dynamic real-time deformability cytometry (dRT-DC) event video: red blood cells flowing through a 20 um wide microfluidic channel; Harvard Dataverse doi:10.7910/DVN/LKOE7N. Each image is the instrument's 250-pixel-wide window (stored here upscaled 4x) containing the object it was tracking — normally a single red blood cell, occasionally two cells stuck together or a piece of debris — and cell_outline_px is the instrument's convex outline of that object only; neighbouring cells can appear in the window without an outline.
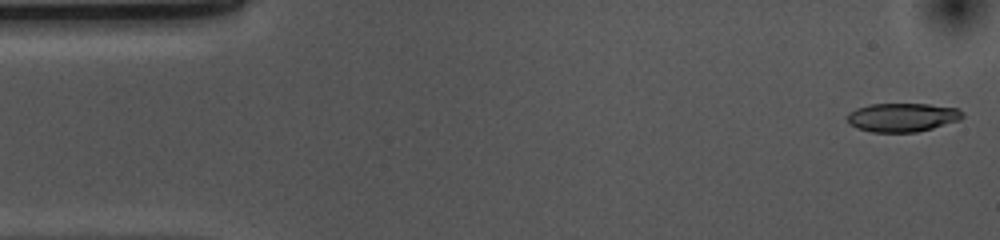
{"species": "common noctule bat (a hibernating species)", "species_latin": "Nyctalus noctula", "temperature_condition": "cold", "stored_images_in_passage": 52, "camera_frame_rate_fps": 3000, "um_per_image_px": 0.085, "animal": {"sex": "female", "body_mass_g": 10.0, "forearm_length_mm": 53.1}, "frame": {"image": 1, "passage_image": 1, "time_ms": 0.0, "image_size_px": [1000, 240], "cell_outline_px": [[964, 116], [960, 120], [932, 128], [916, 132], [872, 132], [856, 128], [848, 124], [848, 112], [856, 108], [868, 104], [928, 104], [956, 108], [964, 112]], "centroid_in_image_um": [76.68, 9.97], "position_along_channel_um": 8.3, "area_um2": 19.36}}
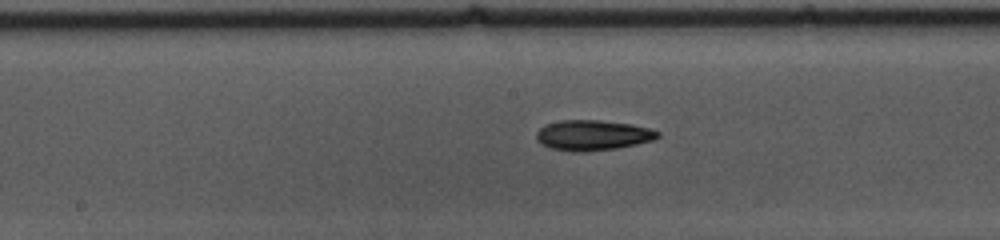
{"frame": {"image": 2, "passage_image": 25, "time_ms": 8.0, "image_size_px": [1000, 240], "cell_outline_px": [[660, 136], [652, 140], [636, 144], [616, 148], [584, 152], [572, 152], [552, 148], [540, 144], [536, 140], [536, 132], [544, 124], [560, 120], [600, 120], [632, 124], [648, 128], [660, 132]], "centroid_in_image_um": [50.34, 11.49], "position_along_channel_um": 197.9, "area_um2": 21.56}}
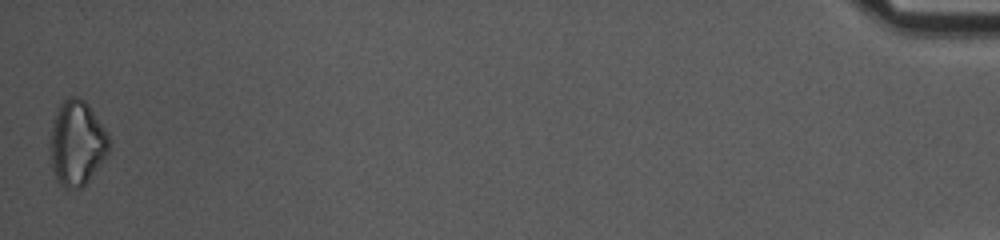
{"frame": {"image": 3, "passage_image": 52, "time_ms": 17.0, "image_size_px": [1000, 240], "cell_outline_px": [[112, 140], [108, 152], [88, 180], [80, 188], [64, 188], [56, 180], [52, 168], [48, 148], [48, 140], [52, 124], [56, 112], [60, 104], [68, 96], [80, 96], [88, 104], [108, 132]], "centroid_in_image_um": [6.51, 12.13], "position_along_channel_um": 428.7, "area_um2": 29.59}, "authors_computed_cell_mechanics": {"area_um2": 20.5479, "velocity_mm_per_s": 3.6926, "shape_relaxation_time_tau1_ms": 5.0593, "shape_relaxation_time_tau2_ms": null, "deformation_change_tau1": 0.118, "deformation_change_tau2": null}}